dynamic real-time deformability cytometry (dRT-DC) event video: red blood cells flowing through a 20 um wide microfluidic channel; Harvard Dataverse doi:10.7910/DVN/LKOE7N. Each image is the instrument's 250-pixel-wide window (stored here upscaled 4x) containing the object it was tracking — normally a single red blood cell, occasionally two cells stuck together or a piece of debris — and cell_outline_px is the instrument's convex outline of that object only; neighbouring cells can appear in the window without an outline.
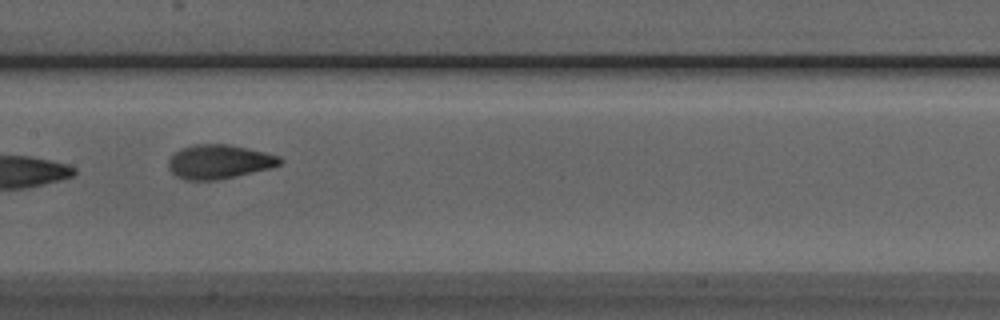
{"species": "Egyptian fruit bat (a non-hibernating species)", "species_latin": "Rousettus aegyptiacus", "temperature_condition": "room temperature", "stored_images_in_passage": 8, "camera_frame_rate_fps": 3000, "um_per_image_px": 0.085, "animal": {"sex": "male"}, "frame": {"image": 1, "passage_image": 8, "time_ms": 2.333, "image_size_px": [1000, 320], "cell_outline_px": [[284, 160], [280, 164], [272, 168], [236, 176], [216, 180], [184, 180], [176, 176], [168, 168], [168, 160], [180, 148], [192, 144], [228, 144], [248, 148], [280, 156]], "centroid_in_image_um": [18.63, 13.74], "position_along_channel_um": 188.8, "area_um2": 22.31}}